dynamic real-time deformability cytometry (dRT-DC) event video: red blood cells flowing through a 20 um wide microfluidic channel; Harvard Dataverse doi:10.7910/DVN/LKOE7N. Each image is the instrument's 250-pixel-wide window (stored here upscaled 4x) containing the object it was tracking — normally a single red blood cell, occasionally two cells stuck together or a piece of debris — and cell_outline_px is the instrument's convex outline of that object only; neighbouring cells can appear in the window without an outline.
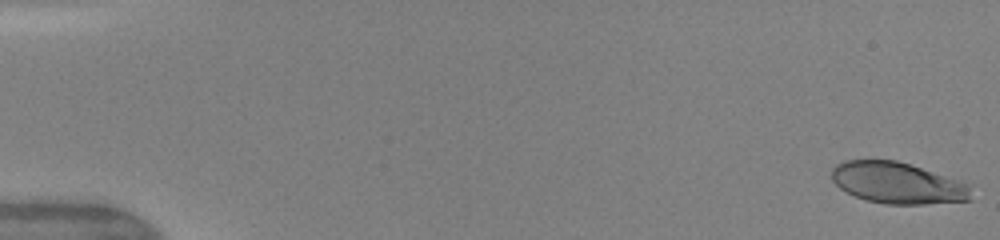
{"species": "human", "species_latin": "Homo sapiens", "temperature_condition": "warm", "stored_images_in_passage": 49, "camera_frame_rate_fps": 3000, "um_per_image_px": 0.085, "donor": {"sex": "female"}, "frame": {"image": 1, "passage_image": 1, "time_ms": 0.0, "image_size_px": [1000, 240], "cell_outline_px": [[972, 200], [924, 204], [888, 204], [864, 200], [840, 188], [832, 180], [832, 168], [836, 164], [844, 160], [896, 160], [968, 184]], "centroid_in_image_um": [76.24, 15.56], "position_along_channel_um": 8.8, "area_um2": 33.12}}
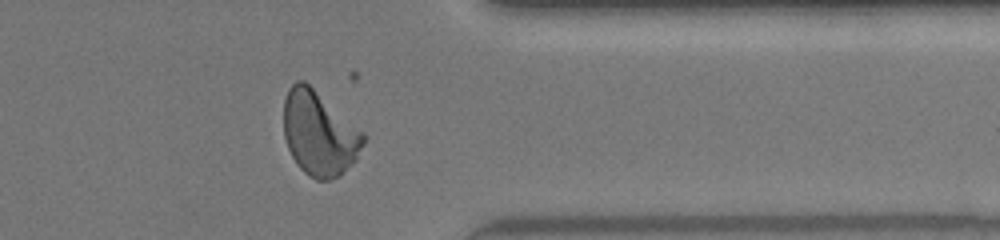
{"frame": {"image": 2, "passage_image": 40, "time_ms": 13.0, "image_size_px": [1000, 240], "cell_outline_px": [[368, 136], [356, 160], [340, 176], [332, 180], [316, 180], [308, 176], [296, 164], [288, 148], [284, 136], [284, 100], [288, 88], [296, 80], [304, 80], [364, 132]], "centroid_in_image_um": [27.15, 11.36], "position_along_channel_um": 384.3, "area_um2": 39.48}}
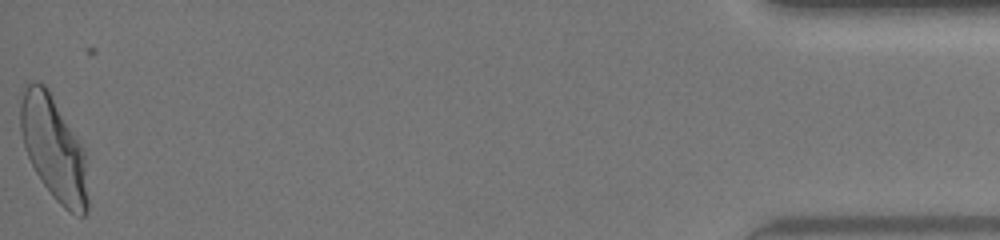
{"frame": {"image": 3, "passage_image": 49, "time_ms": 16.0, "image_size_px": [1000, 240], "cell_outline_px": [[88, 212], [84, 216], [80, 216], [64, 208], [52, 196], [36, 172], [28, 156], [24, 144], [20, 128], [20, 88], [24, 84], [32, 80], [40, 80], [48, 88], [80, 144], [84, 152], [88, 200]], "centroid_in_image_um": [4.53, 12.55], "position_along_channel_um": 430.7, "area_um2": 40.58}}